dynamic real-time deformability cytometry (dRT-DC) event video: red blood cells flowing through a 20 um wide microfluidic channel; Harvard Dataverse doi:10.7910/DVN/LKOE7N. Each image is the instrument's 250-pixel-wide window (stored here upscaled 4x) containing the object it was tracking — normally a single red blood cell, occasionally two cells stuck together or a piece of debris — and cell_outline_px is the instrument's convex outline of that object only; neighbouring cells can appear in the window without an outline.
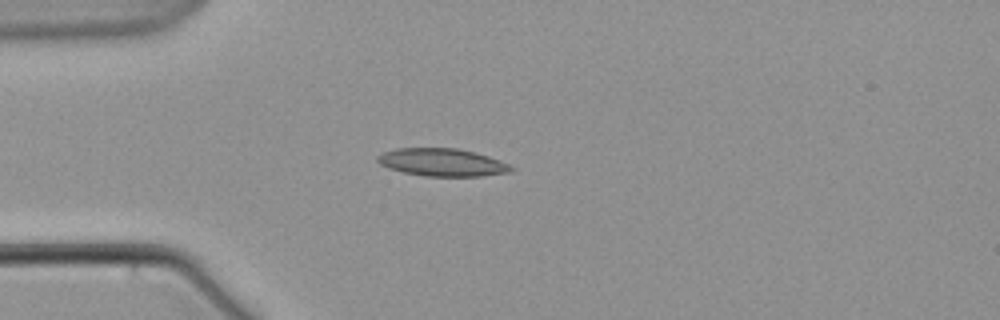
{"species": "common noctule bat (a hibernating species)", "species_latin": "Nyctalus noctula", "temperature_condition": "warm", "stored_images_in_passage": 7, "camera_frame_rate_fps": 3000, "um_per_image_px": 0.085, "animal": {"sex": "male", "body_mass_g": 21.5, "forearm_length_mm": 52.0}, "frame": {"image": 1, "passage_image": 5, "time_ms": 4.667, "image_size_px": [1000, 320], "cell_outline_px": [[516, 168], [512, 172], [480, 176], [424, 176], [404, 172], [388, 168], [380, 164], [376, 160], [376, 156], [384, 152], [396, 148], [456, 148], [476, 152], [500, 160]], "centroid_in_image_um": [37.6, 13.8], "position_along_channel_um": 47.4, "area_um2": 21.68}}
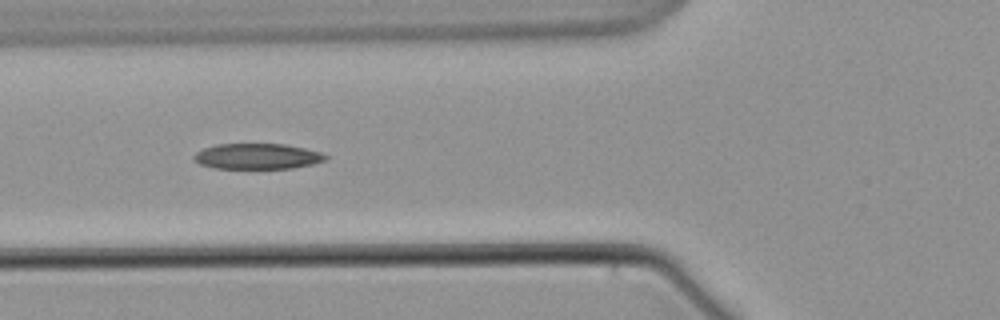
{"frame": {"image": 2, "passage_image": 7, "time_ms": 7.0, "image_size_px": [1000, 320], "cell_outline_px": [[328, 160], [312, 164], [292, 168], [212, 168], [200, 164], [192, 156], [196, 152], [204, 148], [216, 144], [284, 144], [304, 148], [320, 152], [328, 156]], "centroid_in_image_um": [21.88, 13.28], "position_along_channel_um": 103.9, "area_um2": 19.59}}